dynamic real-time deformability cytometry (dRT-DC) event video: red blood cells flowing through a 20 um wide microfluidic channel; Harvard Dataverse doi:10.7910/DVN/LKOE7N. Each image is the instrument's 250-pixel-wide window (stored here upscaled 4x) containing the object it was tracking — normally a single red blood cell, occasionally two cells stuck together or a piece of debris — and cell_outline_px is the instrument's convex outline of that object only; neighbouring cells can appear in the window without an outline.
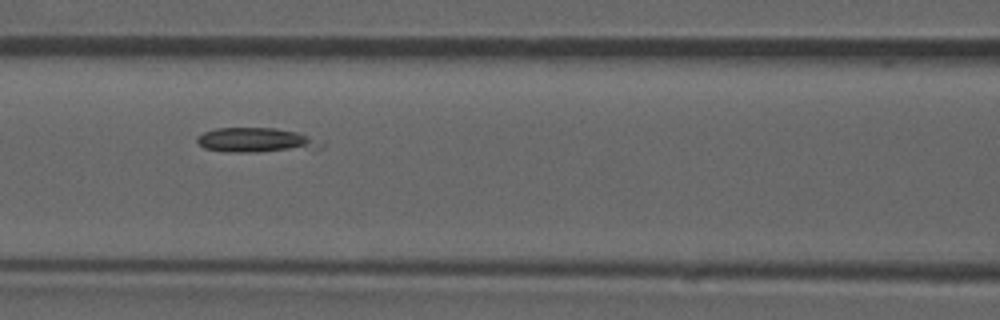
{"species": "common noctule bat (a hibernating species)", "species_latin": "Nyctalus noctula", "temperature_condition": "room temperature", "stored_images_in_passage": 54, "camera_frame_rate_fps": 3000, "um_per_image_px": 0.085, "animal": {"sex": "male", "forearm_length_mm": 52.5}, "frame": {"image": 1, "passage_image": 24, "time_ms": 7.667, "image_size_px": [1000, 320], "cell_outline_px": [[316, 148], [256, 152], [228, 152], [204, 148], [196, 140], [196, 136], [204, 132], [216, 128], [276, 128], [296, 132], [308, 136], [316, 144]], "centroid_in_image_um": [21.57, 11.9], "position_along_channel_um": 145.0, "area_um2": 17.11}}